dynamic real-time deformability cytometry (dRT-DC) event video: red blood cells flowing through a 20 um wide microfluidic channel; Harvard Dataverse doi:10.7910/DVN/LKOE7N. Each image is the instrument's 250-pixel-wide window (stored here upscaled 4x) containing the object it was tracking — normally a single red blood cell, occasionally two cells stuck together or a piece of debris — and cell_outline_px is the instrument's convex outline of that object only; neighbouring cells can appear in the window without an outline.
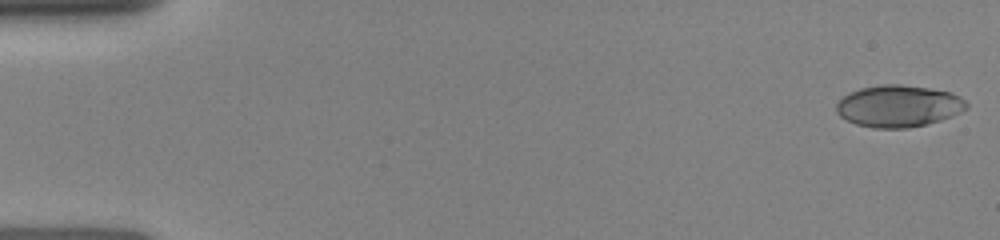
{"species": "human", "species_latin": "Homo sapiens", "temperature_condition": "room temperature", "stored_images_in_passage": 19, "camera_frame_rate_fps": 3000, "um_per_image_px": 0.085, "donor": {"sex": "female"}, "frame": {"image": 1, "passage_image": 1, "time_ms": 0.0, "image_size_px": [1000, 240], "cell_outline_px": [[968, 108], [952, 116], [940, 120], [908, 128], [872, 128], [856, 124], [840, 116], [836, 112], [836, 104], [848, 92], [860, 88], [880, 84], [900, 84], [928, 88], [952, 92], [960, 96], [968, 104]], "centroid_in_image_um": [76.37, 9.01], "position_along_channel_um": 8.6, "area_um2": 31.79}}
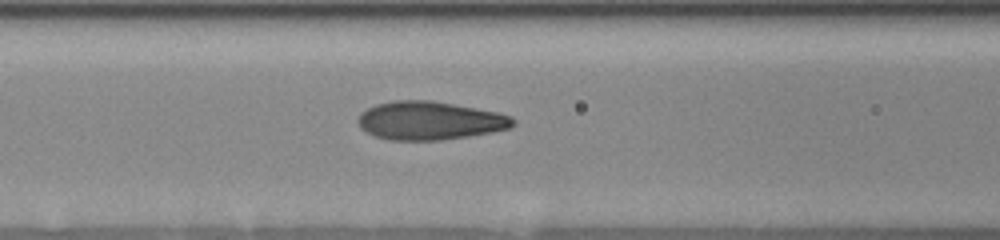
{"frame": {"image": 2, "passage_image": 14, "time_ms": 6.333, "image_size_px": [1000, 240], "cell_outline_px": [[516, 124], [508, 128], [492, 132], [468, 136], [440, 140], [388, 140], [376, 136], [360, 128], [356, 120], [360, 112], [376, 104], [392, 100], [432, 100], [496, 112], [512, 116], [516, 120]], "centroid_in_image_um": [36.5, 10.25], "position_along_channel_um": 130.1, "area_um2": 34.74}}
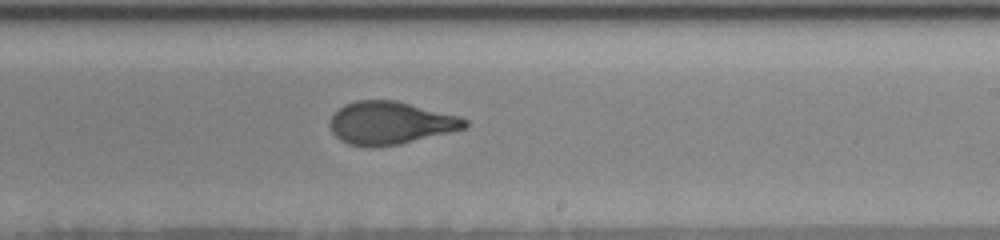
{"frame": {"image": 3, "passage_image": 19, "time_ms": 9.333, "image_size_px": [1000, 240], "cell_outline_px": [[468, 124], [464, 128], [400, 144], [372, 148], [348, 144], [340, 140], [332, 132], [328, 124], [332, 116], [344, 104], [356, 100], [396, 100], [460, 116], [468, 120]], "centroid_in_image_um": [33.15, 10.45], "position_along_channel_um": 255.9, "area_um2": 33.64}}